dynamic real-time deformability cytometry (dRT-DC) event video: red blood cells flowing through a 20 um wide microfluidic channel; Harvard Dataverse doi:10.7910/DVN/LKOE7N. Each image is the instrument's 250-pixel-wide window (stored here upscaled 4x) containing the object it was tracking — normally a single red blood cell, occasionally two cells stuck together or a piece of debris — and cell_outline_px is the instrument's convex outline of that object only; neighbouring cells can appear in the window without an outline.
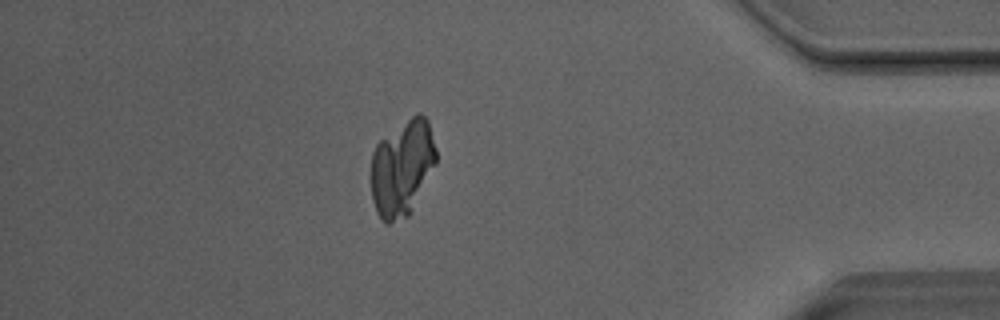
{"species": "Egyptian fruit bat (a non-hibernating species)", "species_latin": "Rousettus aegyptiacus", "temperature_condition": "room temperature", "stored_images_in_passage": 51, "camera_frame_rate_fps": 3000, "um_per_image_px": 0.085, "animal": {"sex": "male"}, "frame": {"image": 1, "passage_image": 45, "time_ms": 14.667, "image_size_px": [1000, 320], "cell_outline_px": [[436, 164], [408, 216], [388, 224], [380, 220], [376, 212], [372, 200], [372, 152], [376, 144], [380, 140], [416, 112], [420, 112], [428, 120], [436, 148]], "centroid_in_image_um": [34.18, 14.27], "position_along_channel_um": 401.0, "area_um2": 36.41}}